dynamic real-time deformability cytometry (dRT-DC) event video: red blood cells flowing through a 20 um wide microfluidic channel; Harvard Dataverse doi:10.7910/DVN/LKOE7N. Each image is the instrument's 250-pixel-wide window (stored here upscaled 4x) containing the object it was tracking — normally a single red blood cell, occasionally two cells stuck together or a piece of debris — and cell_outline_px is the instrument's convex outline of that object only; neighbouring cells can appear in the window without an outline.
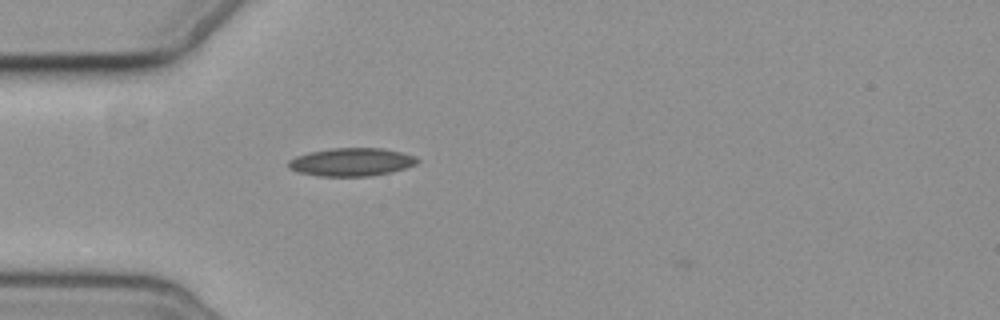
{"species": "common noctule bat (a hibernating species)", "species_latin": "Nyctalus noctula", "temperature_condition": "cold", "stored_images_in_passage": 2, "camera_frame_rate_fps": 3000, "um_per_image_px": 0.085, "animal": {"sex": "female", "body_mass_g": 19.3, "forearm_length_mm": 54.1}, "frame": {"image": 1, "passage_image": 2, "time_ms": 1.0, "image_size_px": [1000, 320], "cell_outline_px": [[420, 160], [416, 164], [392, 172], [372, 176], [320, 176], [296, 172], [288, 168], [288, 160], [296, 156], [308, 152], [332, 148], [380, 148], [400, 152], [416, 156]], "centroid_in_image_um": [29.85, 13.77], "position_along_channel_um": 55.1, "area_um2": 21.21}}